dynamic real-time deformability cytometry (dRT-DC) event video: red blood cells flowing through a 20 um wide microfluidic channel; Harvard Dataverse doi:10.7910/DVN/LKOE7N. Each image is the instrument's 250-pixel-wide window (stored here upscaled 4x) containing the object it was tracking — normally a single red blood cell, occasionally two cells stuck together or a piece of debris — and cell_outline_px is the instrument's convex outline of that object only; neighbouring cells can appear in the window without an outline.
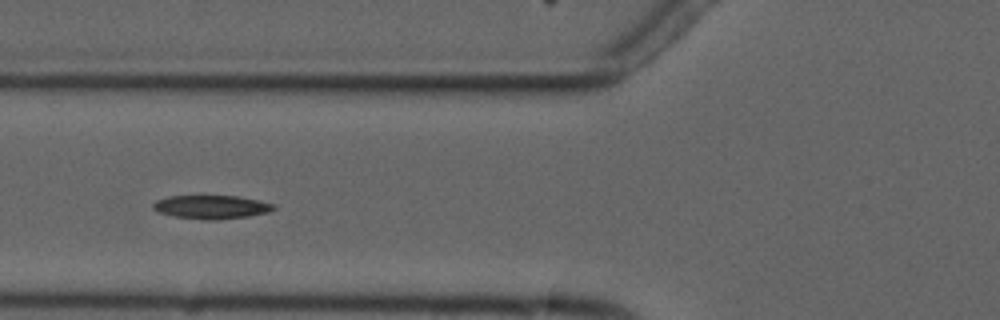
{"species": "common noctule bat (a hibernating species)", "species_latin": "Nyctalus noctula", "temperature_condition": "cold", "stored_images_in_passage": 6, "camera_frame_rate_fps": 3000, "um_per_image_px": 0.085, "animal": {"sex": "male", "forearm_length_mm": 52.5}, "frame": {"image": 1, "passage_image": 6, "time_ms": 5.667, "image_size_px": [1000, 320], "cell_outline_px": [[276, 208], [268, 212], [248, 216], [216, 220], [204, 220], [172, 216], [160, 212], [152, 208], [152, 204], [156, 200], [168, 196], [236, 196], [256, 200], [272, 204]], "centroid_in_image_um": [17.91, 17.6], "position_along_channel_um": 107.9, "area_um2": 16.42}}